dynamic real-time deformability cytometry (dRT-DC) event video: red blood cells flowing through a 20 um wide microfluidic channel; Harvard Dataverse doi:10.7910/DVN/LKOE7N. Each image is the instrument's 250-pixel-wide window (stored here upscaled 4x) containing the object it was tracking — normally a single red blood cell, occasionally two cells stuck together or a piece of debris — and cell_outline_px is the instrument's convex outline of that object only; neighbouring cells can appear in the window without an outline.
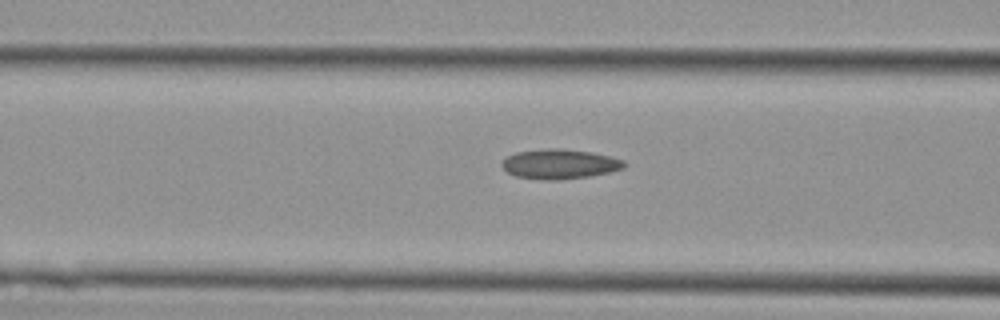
{"species": "Egyptian fruit bat (a non-hibernating species)", "species_latin": "Rousettus aegyptiacus", "temperature_condition": "cold", "stored_images_in_passage": 36, "camera_frame_rate_fps": 3000, "um_per_image_px": 0.085, "animal": {"sex": "female"}, "frame": {"image": 1, "passage_image": 18, "time_ms": 5.667, "image_size_px": [1000, 320], "cell_outline_px": [[628, 164], [624, 168], [608, 172], [588, 176], [556, 180], [544, 180], [516, 176], [508, 172], [500, 164], [508, 156], [516, 152], [548, 148], [560, 148], [592, 152], [624, 160]], "centroid_in_image_um": [47.58, 13.93], "position_along_channel_um": 119.0, "area_um2": 21.04}}
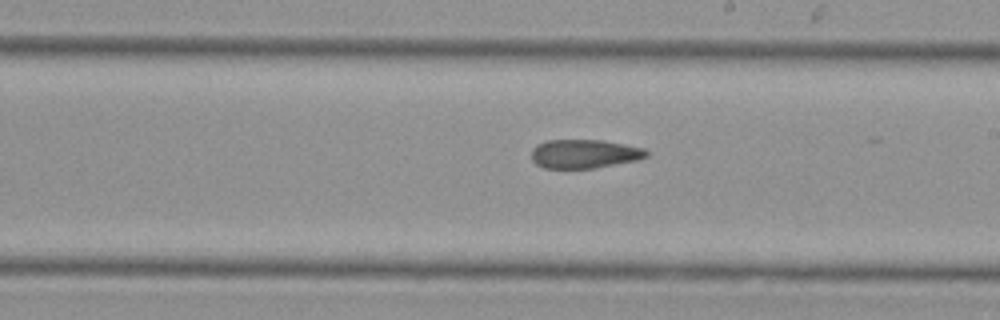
{"frame": {"image": 2, "passage_image": 26, "time_ms": 8.333, "image_size_px": [1000, 320], "cell_outline_px": [[648, 156], [636, 160], [596, 168], [544, 168], [536, 164], [532, 160], [532, 148], [536, 144], [548, 140], [600, 140], [644, 148], [648, 152]], "centroid_in_image_um": [49.64, 13.08], "position_along_channel_um": 239.4, "area_um2": 19.25}}
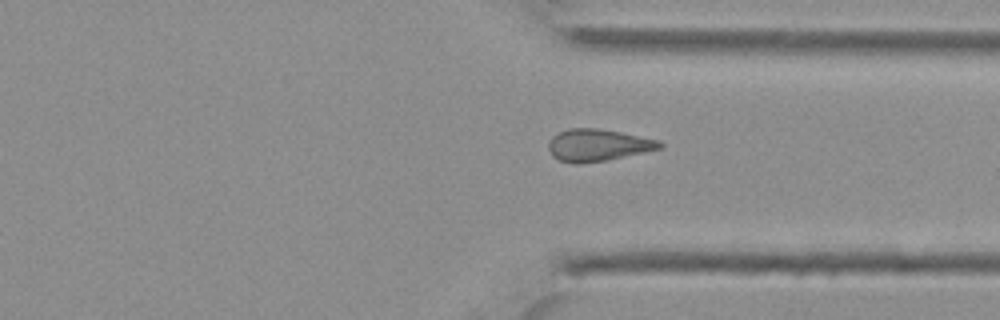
{"frame": {"image": 3, "passage_image": 34, "time_ms": 11.0, "image_size_px": [1000, 320], "cell_outline_px": [[664, 148], [608, 160], [576, 164], [572, 164], [560, 160], [552, 156], [548, 148], [548, 144], [552, 136], [568, 128], [596, 128], [620, 132], [656, 140], [664, 144]], "centroid_in_image_um": [50.8, 12.35], "position_along_channel_um": 360.6, "area_um2": 20.75}}